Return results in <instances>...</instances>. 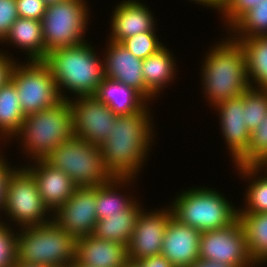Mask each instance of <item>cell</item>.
I'll return each instance as SVG.
<instances>
[{"label":"cell","mask_w":267,"mask_h":267,"mask_svg":"<svg viewBox=\"0 0 267 267\" xmlns=\"http://www.w3.org/2000/svg\"><path fill=\"white\" fill-rule=\"evenodd\" d=\"M191 186L177 191L167 203L179 222L204 232L227 227L239 219V204L229 200L224 190L206 184Z\"/></svg>","instance_id":"277c9868"},{"label":"cell","mask_w":267,"mask_h":267,"mask_svg":"<svg viewBox=\"0 0 267 267\" xmlns=\"http://www.w3.org/2000/svg\"><path fill=\"white\" fill-rule=\"evenodd\" d=\"M16 60L9 79L14 83L24 116L62 101L51 69L43 60Z\"/></svg>","instance_id":"30bf717a"},{"label":"cell","mask_w":267,"mask_h":267,"mask_svg":"<svg viewBox=\"0 0 267 267\" xmlns=\"http://www.w3.org/2000/svg\"><path fill=\"white\" fill-rule=\"evenodd\" d=\"M117 116L140 112L149 101L135 88L105 77L95 95Z\"/></svg>","instance_id":"d4e9b609"},{"label":"cell","mask_w":267,"mask_h":267,"mask_svg":"<svg viewBox=\"0 0 267 267\" xmlns=\"http://www.w3.org/2000/svg\"><path fill=\"white\" fill-rule=\"evenodd\" d=\"M17 18L19 15L16 0H0V42Z\"/></svg>","instance_id":"d590c367"},{"label":"cell","mask_w":267,"mask_h":267,"mask_svg":"<svg viewBox=\"0 0 267 267\" xmlns=\"http://www.w3.org/2000/svg\"><path fill=\"white\" fill-rule=\"evenodd\" d=\"M137 263L141 267H174L163 255L144 258Z\"/></svg>","instance_id":"ab89813d"},{"label":"cell","mask_w":267,"mask_h":267,"mask_svg":"<svg viewBox=\"0 0 267 267\" xmlns=\"http://www.w3.org/2000/svg\"><path fill=\"white\" fill-rule=\"evenodd\" d=\"M151 105L149 102L140 112L118 116L111 135L100 145L104 167L112 177H142L143 168L148 166L158 141Z\"/></svg>","instance_id":"6da1fadb"},{"label":"cell","mask_w":267,"mask_h":267,"mask_svg":"<svg viewBox=\"0 0 267 267\" xmlns=\"http://www.w3.org/2000/svg\"><path fill=\"white\" fill-rule=\"evenodd\" d=\"M6 148V151L4 150ZM9 147H0V219L2 217V211L6 196V185L10 177L11 171L17 166L10 163L9 157L5 154Z\"/></svg>","instance_id":"74e56055"},{"label":"cell","mask_w":267,"mask_h":267,"mask_svg":"<svg viewBox=\"0 0 267 267\" xmlns=\"http://www.w3.org/2000/svg\"><path fill=\"white\" fill-rule=\"evenodd\" d=\"M231 39L243 49L250 86L267 90V36Z\"/></svg>","instance_id":"83f0119b"},{"label":"cell","mask_w":267,"mask_h":267,"mask_svg":"<svg viewBox=\"0 0 267 267\" xmlns=\"http://www.w3.org/2000/svg\"><path fill=\"white\" fill-rule=\"evenodd\" d=\"M68 267H90V266L83 265V264L79 263V262L75 259L74 262H72L71 264H69Z\"/></svg>","instance_id":"ee69618b"},{"label":"cell","mask_w":267,"mask_h":267,"mask_svg":"<svg viewBox=\"0 0 267 267\" xmlns=\"http://www.w3.org/2000/svg\"><path fill=\"white\" fill-rule=\"evenodd\" d=\"M211 110L218 116V130L221 131L227 154L231 156L229 161L234 165L247 152L250 142L251 133L245 125L244 93L240 97L218 104Z\"/></svg>","instance_id":"2e32d148"},{"label":"cell","mask_w":267,"mask_h":267,"mask_svg":"<svg viewBox=\"0 0 267 267\" xmlns=\"http://www.w3.org/2000/svg\"><path fill=\"white\" fill-rule=\"evenodd\" d=\"M24 118L17 89L8 79L0 87V147H7L18 134Z\"/></svg>","instance_id":"484cf974"},{"label":"cell","mask_w":267,"mask_h":267,"mask_svg":"<svg viewBox=\"0 0 267 267\" xmlns=\"http://www.w3.org/2000/svg\"><path fill=\"white\" fill-rule=\"evenodd\" d=\"M15 58L8 56L0 49V87L9 79Z\"/></svg>","instance_id":"f35d334b"},{"label":"cell","mask_w":267,"mask_h":267,"mask_svg":"<svg viewBox=\"0 0 267 267\" xmlns=\"http://www.w3.org/2000/svg\"><path fill=\"white\" fill-rule=\"evenodd\" d=\"M267 164V114L250 134L247 152L232 166Z\"/></svg>","instance_id":"4dcf8cb0"},{"label":"cell","mask_w":267,"mask_h":267,"mask_svg":"<svg viewBox=\"0 0 267 267\" xmlns=\"http://www.w3.org/2000/svg\"><path fill=\"white\" fill-rule=\"evenodd\" d=\"M125 267H141V266L135 261H128Z\"/></svg>","instance_id":"f6af8a7d"},{"label":"cell","mask_w":267,"mask_h":267,"mask_svg":"<svg viewBox=\"0 0 267 267\" xmlns=\"http://www.w3.org/2000/svg\"><path fill=\"white\" fill-rule=\"evenodd\" d=\"M112 7L106 40L121 43L124 39L149 31H158L155 11L142 0H121Z\"/></svg>","instance_id":"9a60e30c"},{"label":"cell","mask_w":267,"mask_h":267,"mask_svg":"<svg viewBox=\"0 0 267 267\" xmlns=\"http://www.w3.org/2000/svg\"><path fill=\"white\" fill-rule=\"evenodd\" d=\"M15 163L18 166L11 171L6 185L0 221L16 229L50 222L53 213L44 204L34 176L20 162Z\"/></svg>","instance_id":"52a82bcc"},{"label":"cell","mask_w":267,"mask_h":267,"mask_svg":"<svg viewBox=\"0 0 267 267\" xmlns=\"http://www.w3.org/2000/svg\"><path fill=\"white\" fill-rule=\"evenodd\" d=\"M69 103L74 136L100 146L111 135L118 116L94 95L79 96Z\"/></svg>","instance_id":"4fadbf2b"},{"label":"cell","mask_w":267,"mask_h":267,"mask_svg":"<svg viewBox=\"0 0 267 267\" xmlns=\"http://www.w3.org/2000/svg\"><path fill=\"white\" fill-rule=\"evenodd\" d=\"M90 4L87 0H62L46 6L41 20L46 55L87 41L85 35L92 18Z\"/></svg>","instance_id":"ba28073f"},{"label":"cell","mask_w":267,"mask_h":267,"mask_svg":"<svg viewBox=\"0 0 267 267\" xmlns=\"http://www.w3.org/2000/svg\"><path fill=\"white\" fill-rule=\"evenodd\" d=\"M176 59L172 49L165 44L156 53L143 60L142 73L145 86L157 99H163L164 90L178 79L179 67Z\"/></svg>","instance_id":"603a6c76"},{"label":"cell","mask_w":267,"mask_h":267,"mask_svg":"<svg viewBox=\"0 0 267 267\" xmlns=\"http://www.w3.org/2000/svg\"><path fill=\"white\" fill-rule=\"evenodd\" d=\"M263 0H224L220 15V27L226 32L245 12L254 8ZM222 20V21H221ZM224 25V26H223Z\"/></svg>","instance_id":"836d02e7"},{"label":"cell","mask_w":267,"mask_h":267,"mask_svg":"<svg viewBox=\"0 0 267 267\" xmlns=\"http://www.w3.org/2000/svg\"><path fill=\"white\" fill-rule=\"evenodd\" d=\"M225 33L230 38L267 36V0L245 12Z\"/></svg>","instance_id":"f546056e"},{"label":"cell","mask_w":267,"mask_h":267,"mask_svg":"<svg viewBox=\"0 0 267 267\" xmlns=\"http://www.w3.org/2000/svg\"><path fill=\"white\" fill-rule=\"evenodd\" d=\"M17 229L0 221V267H13L17 259Z\"/></svg>","instance_id":"e575fe53"},{"label":"cell","mask_w":267,"mask_h":267,"mask_svg":"<svg viewBox=\"0 0 267 267\" xmlns=\"http://www.w3.org/2000/svg\"><path fill=\"white\" fill-rule=\"evenodd\" d=\"M223 34L204 50L199 66L202 99L205 98V105L210 109L228 99L240 97L251 87L243 49L237 41Z\"/></svg>","instance_id":"7a4b0ae2"},{"label":"cell","mask_w":267,"mask_h":267,"mask_svg":"<svg viewBox=\"0 0 267 267\" xmlns=\"http://www.w3.org/2000/svg\"><path fill=\"white\" fill-rule=\"evenodd\" d=\"M76 260L90 267H125L127 246L92 235L76 239Z\"/></svg>","instance_id":"7402d4cb"},{"label":"cell","mask_w":267,"mask_h":267,"mask_svg":"<svg viewBox=\"0 0 267 267\" xmlns=\"http://www.w3.org/2000/svg\"><path fill=\"white\" fill-rule=\"evenodd\" d=\"M154 208V209H153ZM149 210L144 206L139 212L133 234L127 245L129 261L138 262L144 258L161 255L165 230L172 215L166 204Z\"/></svg>","instance_id":"7c38bea8"},{"label":"cell","mask_w":267,"mask_h":267,"mask_svg":"<svg viewBox=\"0 0 267 267\" xmlns=\"http://www.w3.org/2000/svg\"><path fill=\"white\" fill-rule=\"evenodd\" d=\"M43 1L48 5V4L56 3L62 0H43Z\"/></svg>","instance_id":"bcb514c9"},{"label":"cell","mask_w":267,"mask_h":267,"mask_svg":"<svg viewBox=\"0 0 267 267\" xmlns=\"http://www.w3.org/2000/svg\"><path fill=\"white\" fill-rule=\"evenodd\" d=\"M52 220L75 239L92 235L96 217V186L77 187L73 195L53 212Z\"/></svg>","instance_id":"5bb4252c"},{"label":"cell","mask_w":267,"mask_h":267,"mask_svg":"<svg viewBox=\"0 0 267 267\" xmlns=\"http://www.w3.org/2000/svg\"><path fill=\"white\" fill-rule=\"evenodd\" d=\"M73 136L72 108L69 100H62L52 108L25 116L18 134L7 146L12 142H19L15 148H19L18 155L21 150V156L25 158L21 159L25 164L45 159L61 143Z\"/></svg>","instance_id":"5b68a950"},{"label":"cell","mask_w":267,"mask_h":267,"mask_svg":"<svg viewBox=\"0 0 267 267\" xmlns=\"http://www.w3.org/2000/svg\"><path fill=\"white\" fill-rule=\"evenodd\" d=\"M0 46L2 51L5 50L4 52L12 58L15 57V60H19V57H24V55L25 61L44 60L47 56L41 21L34 19L17 18L10 27L7 35L0 42ZM9 47L10 49H18L16 51H19V53L22 52V54H18V52L15 53L21 56L17 58L15 54L11 53Z\"/></svg>","instance_id":"ffe728a7"},{"label":"cell","mask_w":267,"mask_h":267,"mask_svg":"<svg viewBox=\"0 0 267 267\" xmlns=\"http://www.w3.org/2000/svg\"><path fill=\"white\" fill-rule=\"evenodd\" d=\"M189 267H235V266L222 264V263L220 264L214 261H206V260L198 259Z\"/></svg>","instance_id":"b9f144b4"},{"label":"cell","mask_w":267,"mask_h":267,"mask_svg":"<svg viewBox=\"0 0 267 267\" xmlns=\"http://www.w3.org/2000/svg\"><path fill=\"white\" fill-rule=\"evenodd\" d=\"M200 235L198 229L172 216L165 230L161 255L174 267H189L199 259Z\"/></svg>","instance_id":"d6986e66"},{"label":"cell","mask_w":267,"mask_h":267,"mask_svg":"<svg viewBox=\"0 0 267 267\" xmlns=\"http://www.w3.org/2000/svg\"><path fill=\"white\" fill-rule=\"evenodd\" d=\"M245 125L250 133L267 114V90L250 87L244 92Z\"/></svg>","instance_id":"1f68e13d"},{"label":"cell","mask_w":267,"mask_h":267,"mask_svg":"<svg viewBox=\"0 0 267 267\" xmlns=\"http://www.w3.org/2000/svg\"><path fill=\"white\" fill-rule=\"evenodd\" d=\"M187 1H189L190 3H194L196 5L203 6L207 10L210 8L211 11L217 13L218 16H220L224 2V0H187Z\"/></svg>","instance_id":"60d3db41"},{"label":"cell","mask_w":267,"mask_h":267,"mask_svg":"<svg viewBox=\"0 0 267 267\" xmlns=\"http://www.w3.org/2000/svg\"><path fill=\"white\" fill-rule=\"evenodd\" d=\"M137 179L140 181V177H112L107 183L96 186L98 220L107 218L108 215L121 214L123 210L131 209L140 200L139 194L135 195V191L139 190Z\"/></svg>","instance_id":"44dd1931"},{"label":"cell","mask_w":267,"mask_h":267,"mask_svg":"<svg viewBox=\"0 0 267 267\" xmlns=\"http://www.w3.org/2000/svg\"><path fill=\"white\" fill-rule=\"evenodd\" d=\"M13 267H44V266H38V265H34V264L22 263L21 261L16 259Z\"/></svg>","instance_id":"7bdbcfd3"},{"label":"cell","mask_w":267,"mask_h":267,"mask_svg":"<svg viewBox=\"0 0 267 267\" xmlns=\"http://www.w3.org/2000/svg\"><path fill=\"white\" fill-rule=\"evenodd\" d=\"M250 256L258 267H267V213H239Z\"/></svg>","instance_id":"f1b7e54d"},{"label":"cell","mask_w":267,"mask_h":267,"mask_svg":"<svg viewBox=\"0 0 267 267\" xmlns=\"http://www.w3.org/2000/svg\"><path fill=\"white\" fill-rule=\"evenodd\" d=\"M107 43V44H106ZM102 59L104 62L105 76L135 88L150 103L154 104L158 99L147 89L142 73L143 60L135 57L120 43L105 40ZM106 49V50H105Z\"/></svg>","instance_id":"e0dca14e"},{"label":"cell","mask_w":267,"mask_h":267,"mask_svg":"<svg viewBox=\"0 0 267 267\" xmlns=\"http://www.w3.org/2000/svg\"><path fill=\"white\" fill-rule=\"evenodd\" d=\"M199 259L235 267H258L249 254L239 219L227 227L201 232Z\"/></svg>","instance_id":"8fae6325"},{"label":"cell","mask_w":267,"mask_h":267,"mask_svg":"<svg viewBox=\"0 0 267 267\" xmlns=\"http://www.w3.org/2000/svg\"><path fill=\"white\" fill-rule=\"evenodd\" d=\"M92 44L88 39L77 46L55 49L43 60L52 71L62 100L95 95L106 77L98 50L101 47Z\"/></svg>","instance_id":"3957f363"},{"label":"cell","mask_w":267,"mask_h":267,"mask_svg":"<svg viewBox=\"0 0 267 267\" xmlns=\"http://www.w3.org/2000/svg\"><path fill=\"white\" fill-rule=\"evenodd\" d=\"M45 160L68 175L77 187H95L112 178L104 167L101 147L75 136L61 143Z\"/></svg>","instance_id":"9c48e42d"},{"label":"cell","mask_w":267,"mask_h":267,"mask_svg":"<svg viewBox=\"0 0 267 267\" xmlns=\"http://www.w3.org/2000/svg\"><path fill=\"white\" fill-rule=\"evenodd\" d=\"M234 175L244 181L242 201L239 213H267V166L241 165L232 166ZM238 173H236L235 171ZM248 183V184H247Z\"/></svg>","instance_id":"cb8c5ba5"},{"label":"cell","mask_w":267,"mask_h":267,"mask_svg":"<svg viewBox=\"0 0 267 267\" xmlns=\"http://www.w3.org/2000/svg\"><path fill=\"white\" fill-rule=\"evenodd\" d=\"M19 17L41 21L47 4L43 0H16Z\"/></svg>","instance_id":"8d00e7d4"},{"label":"cell","mask_w":267,"mask_h":267,"mask_svg":"<svg viewBox=\"0 0 267 267\" xmlns=\"http://www.w3.org/2000/svg\"><path fill=\"white\" fill-rule=\"evenodd\" d=\"M143 200L140 199L131 209L123 210L121 214L108 215L107 218L98 220L92 236L127 246L133 234L136 218L145 206Z\"/></svg>","instance_id":"4316f807"},{"label":"cell","mask_w":267,"mask_h":267,"mask_svg":"<svg viewBox=\"0 0 267 267\" xmlns=\"http://www.w3.org/2000/svg\"><path fill=\"white\" fill-rule=\"evenodd\" d=\"M158 31H149L135 36L124 39L120 44L131 52L135 57H138L142 60L156 53L161 49L166 42L164 43L157 36Z\"/></svg>","instance_id":"d6a6232c"},{"label":"cell","mask_w":267,"mask_h":267,"mask_svg":"<svg viewBox=\"0 0 267 267\" xmlns=\"http://www.w3.org/2000/svg\"><path fill=\"white\" fill-rule=\"evenodd\" d=\"M22 165L34 176L40 196L52 213L63 205L77 188L68 175L51 166L45 159L22 163Z\"/></svg>","instance_id":"ac0fdd59"},{"label":"cell","mask_w":267,"mask_h":267,"mask_svg":"<svg viewBox=\"0 0 267 267\" xmlns=\"http://www.w3.org/2000/svg\"><path fill=\"white\" fill-rule=\"evenodd\" d=\"M17 260L44 267H68L76 259V239L53 220L17 228Z\"/></svg>","instance_id":"8992f818"}]
</instances>
